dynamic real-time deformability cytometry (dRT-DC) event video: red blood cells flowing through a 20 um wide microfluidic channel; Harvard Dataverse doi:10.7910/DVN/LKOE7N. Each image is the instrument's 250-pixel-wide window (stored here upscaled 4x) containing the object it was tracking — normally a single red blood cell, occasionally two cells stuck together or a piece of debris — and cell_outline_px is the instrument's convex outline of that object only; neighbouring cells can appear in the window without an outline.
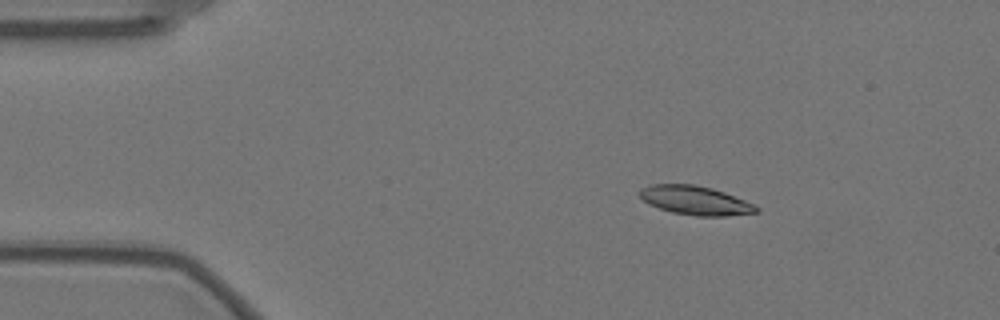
{"species": "Egyptian fruit bat (a non-hibernating species)", "species_latin": "Rousettus aegyptiacus", "temperature_condition": "warm", "stored_images_in_passage": 49, "camera_frame_rate_fps": 3000, "um_per_image_px": 0.085, "animal": {"sex": "female"}, "frame": {"image": 1, "passage_image": 1, "time_ms": 0.0, "image_size_px": [1000, 320], "cell_outline_px": [[760, 212], [728, 216], [696, 216], [672, 212], [648, 204], [640, 196], [640, 188], [652, 184], [692, 184], [712, 188], [724, 192], [756, 204], [760, 208]], "centroid_in_image_um": [59.15, 17.04], "position_along_channel_um": 25.8, "area_um2": 19.77}}
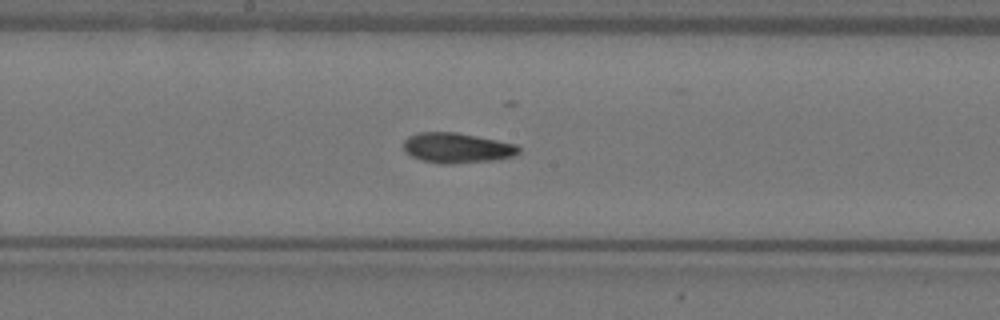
{"frame": {"image": 2, "passage_image": 22, "time_ms": 7.0, "image_size_px": [1000, 320], "cell_outline_px": [[520, 152], [516, 156], [496, 160], [452, 164], [440, 164], [420, 160], [412, 156], [404, 148], [404, 140], [408, 136], [420, 132], [456, 132], [516, 144], [520, 148]], "centroid_in_image_um": [38.87, 12.58], "position_along_channel_um": 209.3, "area_um2": 20.35}}
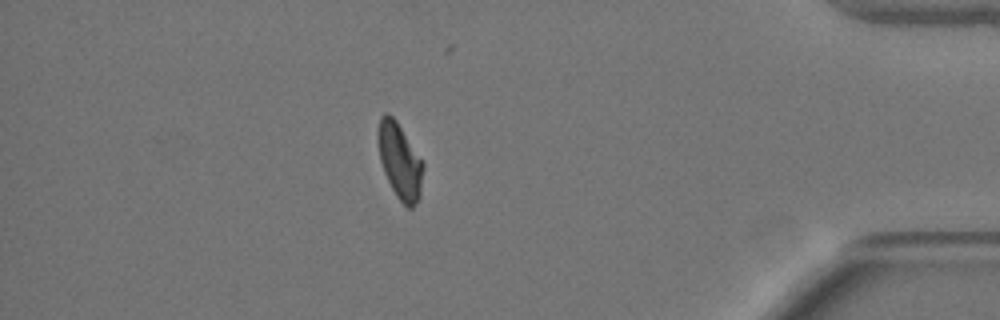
{"frame": {"image": 3, "passage_image": 42, "time_ms": 13.667, "image_size_px": [1000, 320], "cell_outline_px": [[424, 168], [420, 196], [416, 204], [412, 208], [408, 208], [396, 196], [384, 172], [380, 160], [376, 136], [380, 116], [384, 112], [388, 112], [396, 120], [424, 164]], "centroid_in_image_um": [33.96, 13.67], "position_along_channel_um": 401.2, "area_um2": 19.94}, "authors_computed_cell_mechanics": {"area_um2": 19.941, "velocity_mm_per_s": 3.5096, "shape_relaxation_time_tau1_ms": 6.9351, "shape_relaxation_time_tau2_ms": 3.1022, "deformation_change_tau1": 0.1981, "deformation_change_tau2": 0.074}}